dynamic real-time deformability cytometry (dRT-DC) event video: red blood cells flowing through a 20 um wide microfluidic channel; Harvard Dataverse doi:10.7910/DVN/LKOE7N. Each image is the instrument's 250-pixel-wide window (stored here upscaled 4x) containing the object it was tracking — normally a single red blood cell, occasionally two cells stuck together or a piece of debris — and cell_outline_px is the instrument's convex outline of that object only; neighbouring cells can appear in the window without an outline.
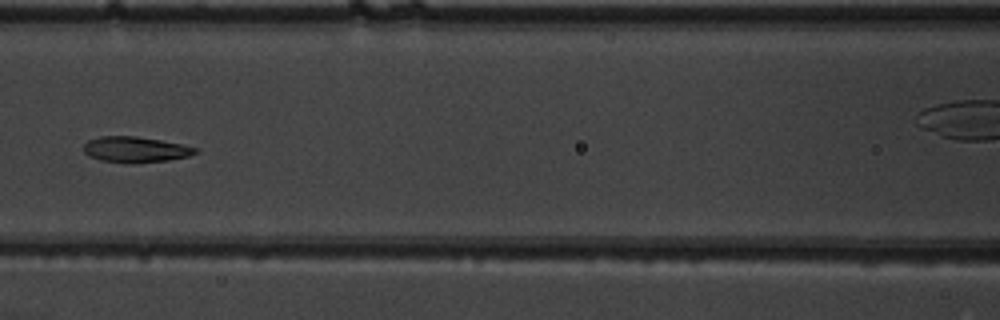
{"species": "common noctule bat (a hibernating species)", "species_latin": "Nyctalus noctula", "temperature_condition": "warm", "stored_images_in_passage": 7, "camera_frame_rate_fps": 3000, "um_per_image_px": 0.085, "animal": {"sex": "male", "body_mass_g": 19.5, "forearm_length_mm": 54.6}, "frame": {"image": 1, "passage_image": 6, "time_ms": 1.667, "image_size_px": [1000, 320], "cell_outline_px": [[196, 152], [188, 156], [168, 160], [132, 164], [124, 164], [100, 160], [88, 156], [84, 152], [84, 144], [88, 140], [100, 136], [136, 136], [184, 144], [196, 148]], "centroid_in_image_um": [11.47, 12.72], "position_along_channel_um": 155.1, "area_um2": 16.94}}